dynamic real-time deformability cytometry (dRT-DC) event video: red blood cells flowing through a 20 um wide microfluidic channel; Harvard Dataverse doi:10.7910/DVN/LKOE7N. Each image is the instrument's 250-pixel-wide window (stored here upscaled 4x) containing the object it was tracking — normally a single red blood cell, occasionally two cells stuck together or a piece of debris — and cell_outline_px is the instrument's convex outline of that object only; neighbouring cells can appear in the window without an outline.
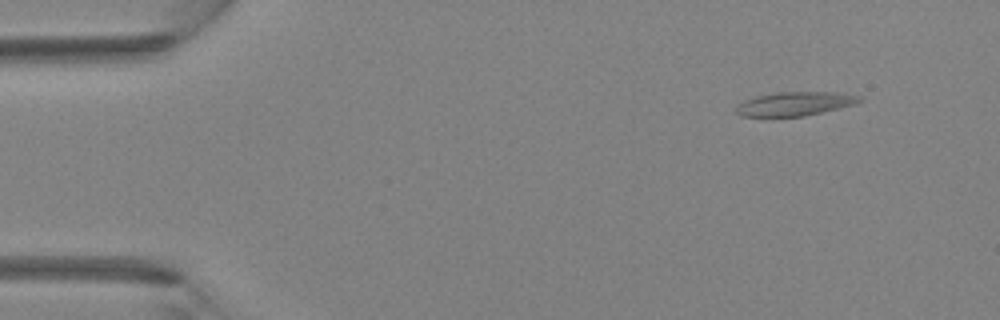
{"species": "Egyptian fruit bat (a non-hibernating species)", "species_latin": "Rousettus aegyptiacus", "temperature_condition": "room temperature", "stored_images_in_passage": 3, "camera_frame_rate_fps": 3000, "um_per_image_px": 0.085, "animal": {"sex": "female"}, "frame": {"image": 1, "passage_image": 1, "time_ms": 0.0, "image_size_px": [1000, 320], "cell_outline_px": [[864, 100], [856, 104], [804, 116], [740, 116], [736, 112], [736, 108], [744, 100], [756, 96], [776, 92], [840, 92], [860, 96]], "centroid_in_image_um": [67.61, 8.81], "position_along_channel_um": 17.4, "area_um2": 17.11}}